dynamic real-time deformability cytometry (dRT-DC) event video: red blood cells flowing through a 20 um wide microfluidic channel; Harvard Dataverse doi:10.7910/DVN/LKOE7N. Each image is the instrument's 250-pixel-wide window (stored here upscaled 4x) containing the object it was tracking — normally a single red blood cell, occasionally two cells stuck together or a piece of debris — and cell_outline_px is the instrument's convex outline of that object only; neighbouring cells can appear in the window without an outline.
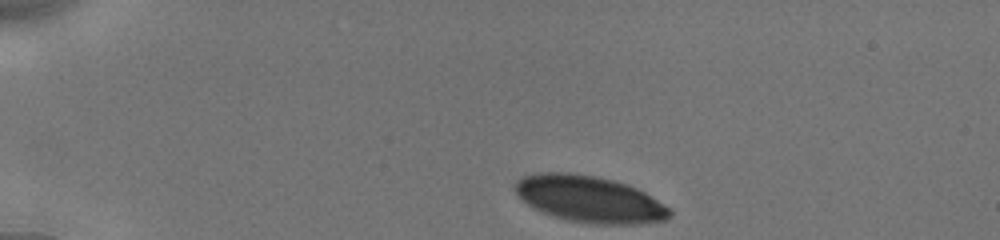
{"species": "human", "species_latin": "Homo sapiens", "temperature_condition": "cold", "stored_images_in_passage": 23, "camera_frame_rate_fps": 3000, "um_per_image_px": 0.085, "donor": {"sex": "male"}, "frame": {"image": 1, "passage_image": 1, "time_ms": 0.0, "image_size_px": [1000, 240], "cell_outline_px": [[672, 216], [664, 220], [640, 224], [588, 224], [568, 220], [544, 212], [528, 204], [512, 188], [516, 180], [524, 176], [536, 172], [568, 172], [596, 176], [628, 184], [644, 192], [672, 208]], "centroid_in_image_um": [50.14, 16.92], "position_along_channel_um": 34.9, "area_um2": 42.02}}
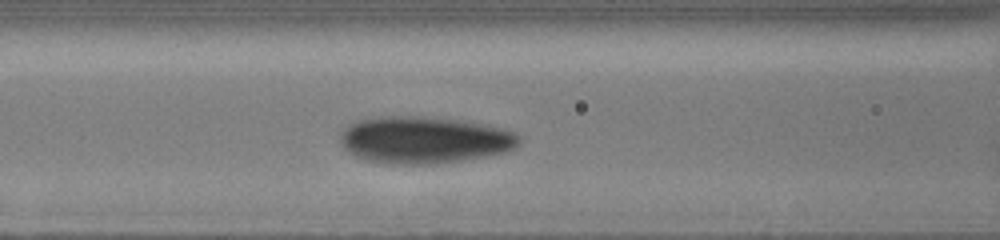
{"frame": {"image": 2, "passage_image": 13, "time_ms": 4.333, "image_size_px": [1000, 240], "cell_outline_px": [[520, 140], [508, 152], [484, 156], [428, 164], [392, 164], [368, 160], [356, 156], [348, 152], [344, 148], [340, 140], [340, 132], [348, 124], [356, 120], [380, 116], [424, 116], [456, 120], [484, 124], [504, 128], [520, 136]], "centroid_in_image_um": [36.0, 11.87], "position_along_channel_um": 130.6, "area_um2": 48.73}}
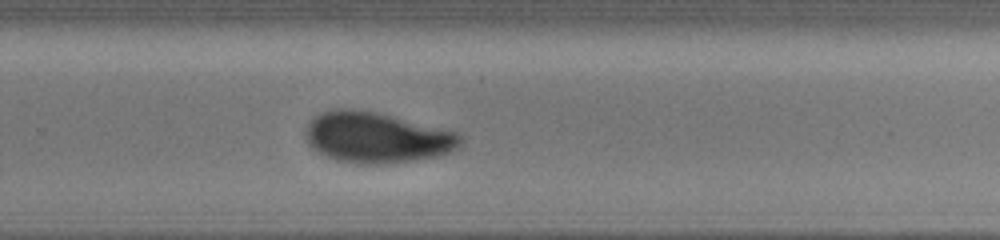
{"frame": {"image": 3, "passage_image": 23, "time_ms": 8.667, "image_size_px": [1000, 240], "cell_outline_px": [[464, 140], [460, 148], [452, 152], [440, 156], [384, 164], [364, 164], [336, 160], [312, 148], [308, 144], [304, 136], [304, 132], [312, 116], [320, 112], [332, 108], [352, 108], [376, 112], [456, 132]], "centroid_in_image_um": [31.99, 11.68], "position_along_channel_um": 297.8, "area_um2": 46.01}}